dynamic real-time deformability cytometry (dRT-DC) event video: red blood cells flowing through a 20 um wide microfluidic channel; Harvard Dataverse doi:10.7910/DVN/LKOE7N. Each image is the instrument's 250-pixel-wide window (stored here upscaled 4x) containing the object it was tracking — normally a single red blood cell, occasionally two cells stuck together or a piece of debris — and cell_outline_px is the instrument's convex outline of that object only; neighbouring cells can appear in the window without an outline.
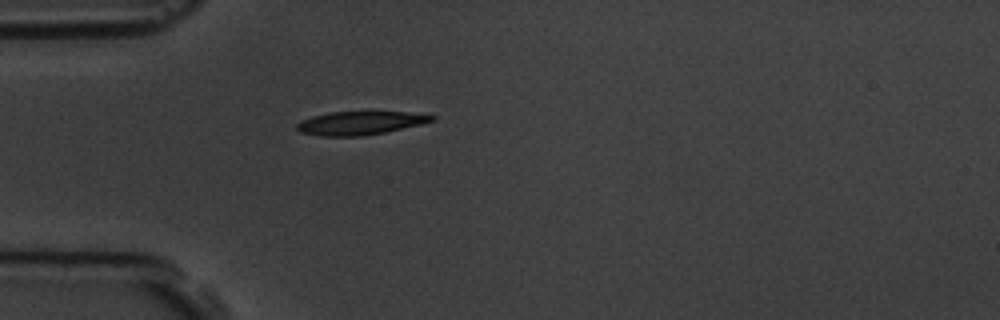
{"species": "common noctule bat (a hibernating species)", "species_latin": "Nyctalus noctula", "temperature_condition": "room temperature", "stored_images_in_passage": 1, "camera_frame_rate_fps": 3000, "um_per_image_px": 0.085, "animal": {"sex": "male", "body_mass_g": 19.5, "forearm_length_mm": 54.6}, "frame": {"image": 1, "passage_image": 1, "time_ms": 0.0, "image_size_px": [1000, 320], "cell_outline_px": [[436, 120], [420, 124], [384, 132], [360, 136], [320, 136], [300, 132], [296, 128], [296, 124], [300, 120], [312, 116], [328, 112], [408, 112], [436, 116]], "centroid_in_image_um": [30.56, 10.45], "position_along_channel_um": 54.4, "area_um2": 18.32}}